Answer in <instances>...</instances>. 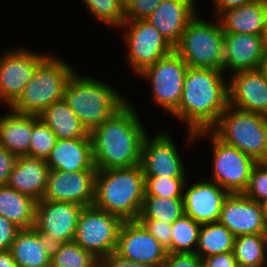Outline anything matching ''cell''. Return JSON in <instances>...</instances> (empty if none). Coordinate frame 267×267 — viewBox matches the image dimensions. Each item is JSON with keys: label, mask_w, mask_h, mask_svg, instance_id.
<instances>
[{"label": "cell", "mask_w": 267, "mask_h": 267, "mask_svg": "<svg viewBox=\"0 0 267 267\" xmlns=\"http://www.w3.org/2000/svg\"><path fill=\"white\" fill-rule=\"evenodd\" d=\"M223 74L207 68L188 67L186 71L181 102L172 115L187 123L190 143L195 133L211 130L228 106V78Z\"/></svg>", "instance_id": "cell-1"}, {"label": "cell", "mask_w": 267, "mask_h": 267, "mask_svg": "<svg viewBox=\"0 0 267 267\" xmlns=\"http://www.w3.org/2000/svg\"><path fill=\"white\" fill-rule=\"evenodd\" d=\"M141 122L134 107L127 102L90 131L92 161L96 169L140 165L141 146L147 134Z\"/></svg>", "instance_id": "cell-2"}, {"label": "cell", "mask_w": 267, "mask_h": 267, "mask_svg": "<svg viewBox=\"0 0 267 267\" xmlns=\"http://www.w3.org/2000/svg\"><path fill=\"white\" fill-rule=\"evenodd\" d=\"M145 196L141 165L98 170L93 206L117 215L123 221L136 220Z\"/></svg>", "instance_id": "cell-3"}, {"label": "cell", "mask_w": 267, "mask_h": 267, "mask_svg": "<svg viewBox=\"0 0 267 267\" xmlns=\"http://www.w3.org/2000/svg\"><path fill=\"white\" fill-rule=\"evenodd\" d=\"M63 100L89 132L128 102L114 87L76 72L66 83Z\"/></svg>", "instance_id": "cell-4"}, {"label": "cell", "mask_w": 267, "mask_h": 267, "mask_svg": "<svg viewBox=\"0 0 267 267\" xmlns=\"http://www.w3.org/2000/svg\"><path fill=\"white\" fill-rule=\"evenodd\" d=\"M75 72L72 65L49 54L36 68L18 100L7 109L39 115L51 104L63 100L66 83Z\"/></svg>", "instance_id": "cell-5"}, {"label": "cell", "mask_w": 267, "mask_h": 267, "mask_svg": "<svg viewBox=\"0 0 267 267\" xmlns=\"http://www.w3.org/2000/svg\"><path fill=\"white\" fill-rule=\"evenodd\" d=\"M224 36L218 19L213 23L196 14L174 46V51L188 67L223 71Z\"/></svg>", "instance_id": "cell-6"}, {"label": "cell", "mask_w": 267, "mask_h": 267, "mask_svg": "<svg viewBox=\"0 0 267 267\" xmlns=\"http://www.w3.org/2000/svg\"><path fill=\"white\" fill-rule=\"evenodd\" d=\"M211 131L224 143L236 147L257 163L267 161L264 115L228 105Z\"/></svg>", "instance_id": "cell-7"}, {"label": "cell", "mask_w": 267, "mask_h": 267, "mask_svg": "<svg viewBox=\"0 0 267 267\" xmlns=\"http://www.w3.org/2000/svg\"><path fill=\"white\" fill-rule=\"evenodd\" d=\"M205 135L211 137L209 140H211L213 154L210 180L216 182L230 194L243 193L257 162L236 147L224 143L211 130L195 133V140Z\"/></svg>", "instance_id": "cell-8"}, {"label": "cell", "mask_w": 267, "mask_h": 267, "mask_svg": "<svg viewBox=\"0 0 267 267\" xmlns=\"http://www.w3.org/2000/svg\"><path fill=\"white\" fill-rule=\"evenodd\" d=\"M123 220L117 215L87 206L80 212L74 241L99 261L117 247Z\"/></svg>", "instance_id": "cell-9"}, {"label": "cell", "mask_w": 267, "mask_h": 267, "mask_svg": "<svg viewBox=\"0 0 267 267\" xmlns=\"http://www.w3.org/2000/svg\"><path fill=\"white\" fill-rule=\"evenodd\" d=\"M121 28L125 29L126 59L137 75L174 51V47L145 19L125 21Z\"/></svg>", "instance_id": "cell-10"}, {"label": "cell", "mask_w": 267, "mask_h": 267, "mask_svg": "<svg viewBox=\"0 0 267 267\" xmlns=\"http://www.w3.org/2000/svg\"><path fill=\"white\" fill-rule=\"evenodd\" d=\"M188 65L173 51L143 70L139 76L150 81L152 99L165 112L172 114L181 102Z\"/></svg>", "instance_id": "cell-11"}, {"label": "cell", "mask_w": 267, "mask_h": 267, "mask_svg": "<svg viewBox=\"0 0 267 267\" xmlns=\"http://www.w3.org/2000/svg\"><path fill=\"white\" fill-rule=\"evenodd\" d=\"M84 207L64 201L39 200L34 228L53 247L74 241L77 221Z\"/></svg>", "instance_id": "cell-12"}, {"label": "cell", "mask_w": 267, "mask_h": 267, "mask_svg": "<svg viewBox=\"0 0 267 267\" xmlns=\"http://www.w3.org/2000/svg\"><path fill=\"white\" fill-rule=\"evenodd\" d=\"M49 54L31 50H6L0 56V101L10 108L21 96L39 64Z\"/></svg>", "instance_id": "cell-13"}, {"label": "cell", "mask_w": 267, "mask_h": 267, "mask_svg": "<svg viewBox=\"0 0 267 267\" xmlns=\"http://www.w3.org/2000/svg\"><path fill=\"white\" fill-rule=\"evenodd\" d=\"M157 133L151 139L146 134L142 142L140 165L144 176L186 177L181 156L169 133Z\"/></svg>", "instance_id": "cell-14"}, {"label": "cell", "mask_w": 267, "mask_h": 267, "mask_svg": "<svg viewBox=\"0 0 267 267\" xmlns=\"http://www.w3.org/2000/svg\"><path fill=\"white\" fill-rule=\"evenodd\" d=\"M115 253L128 260L161 267L168 252L139 221L129 220L120 226Z\"/></svg>", "instance_id": "cell-15"}, {"label": "cell", "mask_w": 267, "mask_h": 267, "mask_svg": "<svg viewBox=\"0 0 267 267\" xmlns=\"http://www.w3.org/2000/svg\"><path fill=\"white\" fill-rule=\"evenodd\" d=\"M97 170L65 172L49 170L43 200L64 201L92 206L95 200Z\"/></svg>", "instance_id": "cell-16"}, {"label": "cell", "mask_w": 267, "mask_h": 267, "mask_svg": "<svg viewBox=\"0 0 267 267\" xmlns=\"http://www.w3.org/2000/svg\"><path fill=\"white\" fill-rule=\"evenodd\" d=\"M219 222L235 237L248 234H267V221L261 203L243 193L229 194L221 208Z\"/></svg>", "instance_id": "cell-17"}, {"label": "cell", "mask_w": 267, "mask_h": 267, "mask_svg": "<svg viewBox=\"0 0 267 267\" xmlns=\"http://www.w3.org/2000/svg\"><path fill=\"white\" fill-rule=\"evenodd\" d=\"M188 180L182 195L184 214L200 224L218 222L230 193L212 180L198 181L191 186H188Z\"/></svg>", "instance_id": "cell-18"}, {"label": "cell", "mask_w": 267, "mask_h": 267, "mask_svg": "<svg viewBox=\"0 0 267 267\" xmlns=\"http://www.w3.org/2000/svg\"><path fill=\"white\" fill-rule=\"evenodd\" d=\"M228 105L246 112L267 115V79L259 70L228 76Z\"/></svg>", "instance_id": "cell-19"}, {"label": "cell", "mask_w": 267, "mask_h": 267, "mask_svg": "<svg viewBox=\"0 0 267 267\" xmlns=\"http://www.w3.org/2000/svg\"><path fill=\"white\" fill-rule=\"evenodd\" d=\"M195 0H163L145 19L174 47L196 15Z\"/></svg>", "instance_id": "cell-20"}, {"label": "cell", "mask_w": 267, "mask_h": 267, "mask_svg": "<svg viewBox=\"0 0 267 267\" xmlns=\"http://www.w3.org/2000/svg\"><path fill=\"white\" fill-rule=\"evenodd\" d=\"M264 55L261 36L252 34H225L223 72L258 70Z\"/></svg>", "instance_id": "cell-21"}, {"label": "cell", "mask_w": 267, "mask_h": 267, "mask_svg": "<svg viewBox=\"0 0 267 267\" xmlns=\"http://www.w3.org/2000/svg\"><path fill=\"white\" fill-rule=\"evenodd\" d=\"M45 162L50 170L70 173L97 170L92 161L90 138L57 139Z\"/></svg>", "instance_id": "cell-22"}, {"label": "cell", "mask_w": 267, "mask_h": 267, "mask_svg": "<svg viewBox=\"0 0 267 267\" xmlns=\"http://www.w3.org/2000/svg\"><path fill=\"white\" fill-rule=\"evenodd\" d=\"M49 170L44 159L27 155L18 156L7 186L38 202L44 196Z\"/></svg>", "instance_id": "cell-23"}, {"label": "cell", "mask_w": 267, "mask_h": 267, "mask_svg": "<svg viewBox=\"0 0 267 267\" xmlns=\"http://www.w3.org/2000/svg\"><path fill=\"white\" fill-rule=\"evenodd\" d=\"M219 20L224 34L260 35L267 23V0H255L222 12Z\"/></svg>", "instance_id": "cell-24"}, {"label": "cell", "mask_w": 267, "mask_h": 267, "mask_svg": "<svg viewBox=\"0 0 267 267\" xmlns=\"http://www.w3.org/2000/svg\"><path fill=\"white\" fill-rule=\"evenodd\" d=\"M9 251L17 267H49L52 246L33 227L20 229Z\"/></svg>", "instance_id": "cell-25"}, {"label": "cell", "mask_w": 267, "mask_h": 267, "mask_svg": "<svg viewBox=\"0 0 267 267\" xmlns=\"http://www.w3.org/2000/svg\"><path fill=\"white\" fill-rule=\"evenodd\" d=\"M32 133V114L10 109L0 116V146L15 156H28Z\"/></svg>", "instance_id": "cell-26"}, {"label": "cell", "mask_w": 267, "mask_h": 267, "mask_svg": "<svg viewBox=\"0 0 267 267\" xmlns=\"http://www.w3.org/2000/svg\"><path fill=\"white\" fill-rule=\"evenodd\" d=\"M38 116L57 139L90 138V132L64 100L51 104Z\"/></svg>", "instance_id": "cell-27"}, {"label": "cell", "mask_w": 267, "mask_h": 267, "mask_svg": "<svg viewBox=\"0 0 267 267\" xmlns=\"http://www.w3.org/2000/svg\"><path fill=\"white\" fill-rule=\"evenodd\" d=\"M37 201L13 188L0 186V216L10 220L20 229L35 225Z\"/></svg>", "instance_id": "cell-28"}, {"label": "cell", "mask_w": 267, "mask_h": 267, "mask_svg": "<svg viewBox=\"0 0 267 267\" xmlns=\"http://www.w3.org/2000/svg\"><path fill=\"white\" fill-rule=\"evenodd\" d=\"M235 235L218 222L201 224L196 254L203 260L206 257L233 252Z\"/></svg>", "instance_id": "cell-29"}, {"label": "cell", "mask_w": 267, "mask_h": 267, "mask_svg": "<svg viewBox=\"0 0 267 267\" xmlns=\"http://www.w3.org/2000/svg\"><path fill=\"white\" fill-rule=\"evenodd\" d=\"M233 253L238 267H265L267 265V234L235 237Z\"/></svg>", "instance_id": "cell-30"}, {"label": "cell", "mask_w": 267, "mask_h": 267, "mask_svg": "<svg viewBox=\"0 0 267 267\" xmlns=\"http://www.w3.org/2000/svg\"><path fill=\"white\" fill-rule=\"evenodd\" d=\"M184 214L182 198L144 196L137 219H156L173 224Z\"/></svg>", "instance_id": "cell-31"}, {"label": "cell", "mask_w": 267, "mask_h": 267, "mask_svg": "<svg viewBox=\"0 0 267 267\" xmlns=\"http://www.w3.org/2000/svg\"><path fill=\"white\" fill-rule=\"evenodd\" d=\"M51 267H99V260L75 241L52 247Z\"/></svg>", "instance_id": "cell-32"}, {"label": "cell", "mask_w": 267, "mask_h": 267, "mask_svg": "<svg viewBox=\"0 0 267 267\" xmlns=\"http://www.w3.org/2000/svg\"><path fill=\"white\" fill-rule=\"evenodd\" d=\"M201 224L183 214L172 224L171 253H195Z\"/></svg>", "instance_id": "cell-33"}, {"label": "cell", "mask_w": 267, "mask_h": 267, "mask_svg": "<svg viewBox=\"0 0 267 267\" xmlns=\"http://www.w3.org/2000/svg\"><path fill=\"white\" fill-rule=\"evenodd\" d=\"M92 16L110 26L117 28L125 22L124 0H83Z\"/></svg>", "instance_id": "cell-34"}, {"label": "cell", "mask_w": 267, "mask_h": 267, "mask_svg": "<svg viewBox=\"0 0 267 267\" xmlns=\"http://www.w3.org/2000/svg\"><path fill=\"white\" fill-rule=\"evenodd\" d=\"M57 141L56 135L39 118L32 114V133L28 156L46 159Z\"/></svg>", "instance_id": "cell-35"}, {"label": "cell", "mask_w": 267, "mask_h": 267, "mask_svg": "<svg viewBox=\"0 0 267 267\" xmlns=\"http://www.w3.org/2000/svg\"><path fill=\"white\" fill-rule=\"evenodd\" d=\"M187 177L145 176V196L182 198Z\"/></svg>", "instance_id": "cell-36"}, {"label": "cell", "mask_w": 267, "mask_h": 267, "mask_svg": "<svg viewBox=\"0 0 267 267\" xmlns=\"http://www.w3.org/2000/svg\"><path fill=\"white\" fill-rule=\"evenodd\" d=\"M243 194L259 203L267 199V163H257L251 172L248 186Z\"/></svg>", "instance_id": "cell-37"}, {"label": "cell", "mask_w": 267, "mask_h": 267, "mask_svg": "<svg viewBox=\"0 0 267 267\" xmlns=\"http://www.w3.org/2000/svg\"><path fill=\"white\" fill-rule=\"evenodd\" d=\"M142 226L171 253L172 224L156 219H136Z\"/></svg>", "instance_id": "cell-38"}, {"label": "cell", "mask_w": 267, "mask_h": 267, "mask_svg": "<svg viewBox=\"0 0 267 267\" xmlns=\"http://www.w3.org/2000/svg\"><path fill=\"white\" fill-rule=\"evenodd\" d=\"M163 0H124L125 21L146 19Z\"/></svg>", "instance_id": "cell-39"}, {"label": "cell", "mask_w": 267, "mask_h": 267, "mask_svg": "<svg viewBox=\"0 0 267 267\" xmlns=\"http://www.w3.org/2000/svg\"><path fill=\"white\" fill-rule=\"evenodd\" d=\"M202 259L196 253H167L164 267H198Z\"/></svg>", "instance_id": "cell-40"}, {"label": "cell", "mask_w": 267, "mask_h": 267, "mask_svg": "<svg viewBox=\"0 0 267 267\" xmlns=\"http://www.w3.org/2000/svg\"><path fill=\"white\" fill-rule=\"evenodd\" d=\"M20 230L14 223L0 216V251H8Z\"/></svg>", "instance_id": "cell-41"}, {"label": "cell", "mask_w": 267, "mask_h": 267, "mask_svg": "<svg viewBox=\"0 0 267 267\" xmlns=\"http://www.w3.org/2000/svg\"><path fill=\"white\" fill-rule=\"evenodd\" d=\"M17 159L18 156H15L0 146V186L7 185L11 171L17 163Z\"/></svg>", "instance_id": "cell-42"}, {"label": "cell", "mask_w": 267, "mask_h": 267, "mask_svg": "<svg viewBox=\"0 0 267 267\" xmlns=\"http://www.w3.org/2000/svg\"><path fill=\"white\" fill-rule=\"evenodd\" d=\"M99 267H152L145 263H139L120 257L117 253L113 252L105 255L99 261Z\"/></svg>", "instance_id": "cell-43"}, {"label": "cell", "mask_w": 267, "mask_h": 267, "mask_svg": "<svg viewBox=\"0 0 267 267\" xmlns=\"http://www.w3.org/2000/svg\"><path fill=\"white\" fill-rule=\"evenodd\" d=\"M203 260L209 267H238L233 252L212 255Z\"/></svg>", "instance_id": "cell-44"}, {"label": "cell", "mask_w": 267, "mask_h": 267, "mask_svg": "<svg viewBox=\"0 0 267 267\" xmlns=\"http://www.w3.org/2000/svg\"><path fill=\"white\" fill-rule=\"evenodd\" d=\"M214 8V18H217L222 12L244 6L245 4L251 3L255 0H212Z\"/></svg>", "instance_id": "cell-45"}, {"label": "cell", "mask_w": 267, "mask_h": 267, "mask_svg": "<svg viewBox=\"0 0 267 267\" xmlns=\"http://www.w3.org/2000/svg\"><path fill=\"white\" fill-rule=\"evenodd\" d=\"M0 267H17L9 250L0 251Z\"/></svg>", "instance_id": "cell-46"}, {"label": "cell", "mask_w": 267, "mask_h": 267, "mask_svg": "<svg viewBox=\"0 0 267 267\" xmlns=\"http://www.w3.org/2000/svg\"><path fill=\"white\" fill-rule=\"evenodd\" d=\"M258 70L267 79V53H264Z\"/></svg>", "instance_id": "cell-47"}, {"label": "cell", "mask_w": 267, "mask_h": 267, "mask_svg": "<svg viewBox=\"0 0 267 267\" xmlns=\"http://www.w3.org/2000/svg\"><path fill=\"white\" fill-rule=\"evenodd\" d=\"M260 36L264 53H267V23L265 24L264 29L262 30Z\"/></svg>", "instance_id": "cell-48"}, {"label": "cell", "mask_w": 267, "mask_h": 267, "mask_svg": "<svg viewBox=\"0 0 267 267\" xmlns=\"http://www.w3.org/2000/svg\"><path fill=\"white\" fill-rule=\"evenodd\" d=\"M262 208H263V213L265 216V219L267 221V199L261 202Z\"/></svg>", "instance_id": "cell-49"}, {"label": "cell", "mask_w": 267, "mask_h": 267, "mask_svg": "<svg viewBox=\"0 0 267 267\" xmlns=\"http://www.w3.org/2000/svg\"><path fill=\"white\" fill-rule=\"evenodd\" d=\"M264 133H265V140L267 144V115H264Z\"/></svg>", "instance_id": "cell-50"}, {"label": "cell", "mask_w": 267, "mask_h": 267, "mask_svg": "<svg viewBox=\"0 0 267 267\" xmlns=\"http://www.w3.org/2000/svg\"><path fill=\"white\" fill-rule=\"evenodd\" d=\"M198 267H209L204 260H202Z\"/></svg>", "instance_id": "cell-51"}]
</instances>
